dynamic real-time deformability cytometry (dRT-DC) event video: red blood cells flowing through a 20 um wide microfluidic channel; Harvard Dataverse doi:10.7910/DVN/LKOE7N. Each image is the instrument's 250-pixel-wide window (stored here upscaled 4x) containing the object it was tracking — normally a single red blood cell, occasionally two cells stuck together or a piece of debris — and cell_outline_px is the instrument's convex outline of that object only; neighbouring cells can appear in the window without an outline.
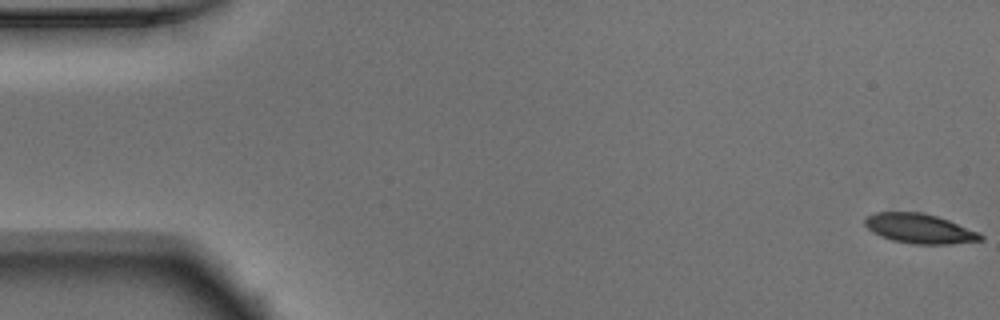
{"species": "Egyptian fruit bat (a non-hibernating species)", "species_latin": "Rousettus aegyptiacus", "temperature_condition": "warm", "stored_images_in_passage": 52, "camera_frame_rate_fps": 3000, "um_per_image_px": 0.085, "animal": {"sex": "male"}, "frame": {"image": 1, "passage_image": 1, "time_ms": 0.0, "image_size_px": [1000, 320], "cell_outline_px": [[984, 240], [948, 244], [912, 244], [892, 240], [880, 236], [872, 232], [864, 224], [864, 220], [868, 216], [876, 212], [920, 212], [936, 216], [948, 220], [980, 232], [984, 236]], "centroid_in_image_um": [78.17, 19.43], "position_along_channel_um": 6.8, "area_um2": 20.0}}
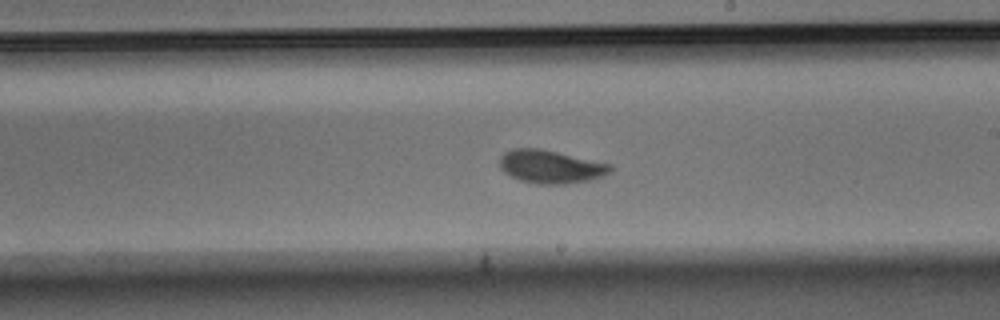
{"frame": {"image": 2, "passage_image": 30, "time_ms": 9.667, "image_size_px": [1000, 320], "cell_outline_px": [[612, 172], [604, 176], [588, 180], [564, 184], [536, 184], [520, 180], [504, 172], [500, 168], [500, 156], [504, 152], [512, 148], [540, 148], [612, 164]], "centroid_in_image_um": [46.81, 14.16], "position_along_channel_um": 242.2, "area_um2": 21.5}}
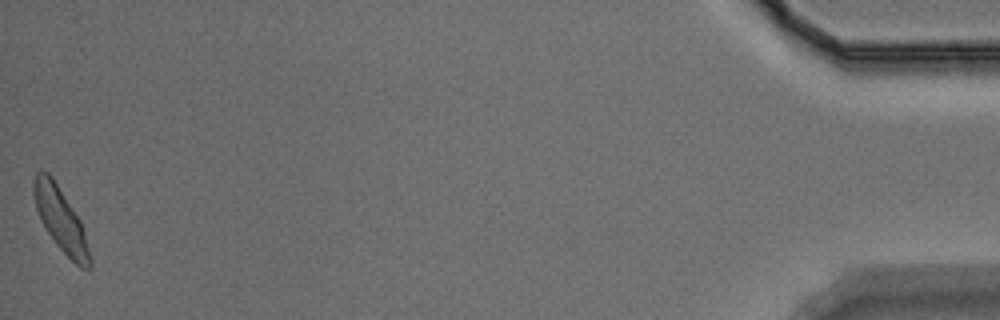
{"frame": {"image": 3, "passage_image": 52, "time_ms": 17.0, "image_size_px": [1000, 320], "cell_outline_px": [[92, 268], [80, 268], [56, 244], [48, 232], [36, 208], [32, 192], [32, 184], [36, 172], [48, 172], [52, 176], [80, 220], [92, 260]], "centroid_in_image_um": [5.16, 18.66], "position_along_channel_um": 430.0, "area_um2": 20.29}, "authors_computed_cell_mechanics": {"area_um2": 20.6924, "velocity_mm_per_s": 3.8945, "shape_relaxation_time_tau1_ms": 2.552, "shape_relaxation_time_tau2_ms": 1.2165, "deformation_change_tau1": 0.1451, "deformation_change_tau2": 0.0694}}